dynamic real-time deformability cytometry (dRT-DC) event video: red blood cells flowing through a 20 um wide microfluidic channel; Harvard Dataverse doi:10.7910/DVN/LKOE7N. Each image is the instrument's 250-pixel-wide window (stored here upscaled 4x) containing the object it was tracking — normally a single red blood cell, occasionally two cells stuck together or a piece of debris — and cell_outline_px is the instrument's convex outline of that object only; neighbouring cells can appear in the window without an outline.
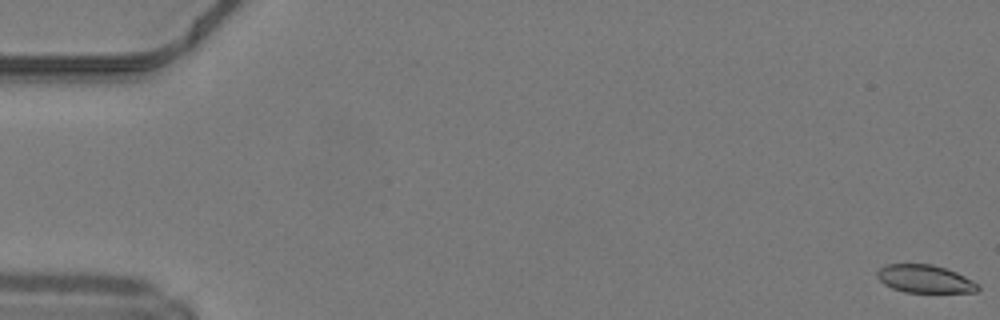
{"species": "common noctule bat (a hibernating species)", "species_latin": "Nyctalus noctula", "temperature_condition": "warm", "stored_images_in_passage": 50, "camera_frame_rate_fps": 3000, "um_per_image_px": 0.085, "animal": {"sex": "male", "body_mass_g": 19.2, "forearm_length_mm": 51.8}, "frame": {"image": 1, "passage_image": 1, "time_ms": 0.0, "image_size_px": [1000, 320], "cell_outline_px": [[980, 288], [976, 292], [904, 292], [892, 288], [884, 284], [876, 276], [876, 272], [880, 268], [888, 264], [932, 264], [956, 272], [980, 284]], "centroid_in_image_um": [78.62, 23.71], "position_along_channel_um": 6.4, "area_um2": 16.36}}
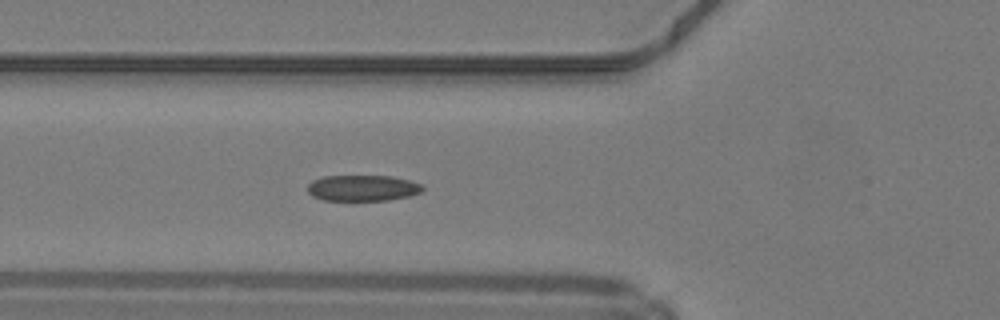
{"frame": {"image": 2, "passage_image": 19, "time_ms": 6.0, "image_size_px": [1000, 320], "cell_outline_px": [[424, 188], [420, 192], [408, 196], [388, 200], [324, 200], [312, 196], [308, 192], [308, 184], [312, 180], [324, 176], [392, 176], [424, 184]], "centroid_in_image_um": [30.82, 15.97], "position_along_channel_um": 95.0, "area_um2": 17.4}}
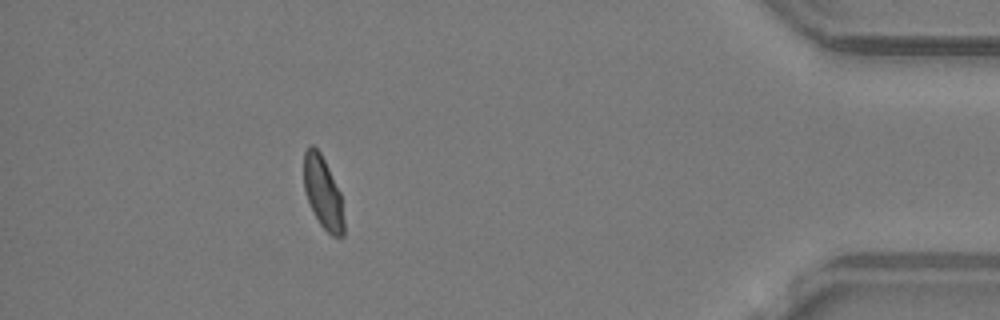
{"frame": {"image": 3, "passage_image": 45, "time_ms": 14.667, "image_size_px": [1000, 320], "cell_outline_px": [[344, 236], [332, 236], [320, 224], [308, 200], [304, 188], [304, 152], [312, 144], [320, 152], [340, 192], [344, 220]], "centroid_in_image_um": [27.46, 16.38], "position_along_channel_um": 407.7, "area_um2": 16.47}, "authors_computed_cell_mechanics": {"area_um2": 17.6001, "velocity_mm_per_s": 4.2208, "shape_relaxation_time_tau1_ms": null, "shape_relaxation_time_tau2_ms": 0.949, "deformation_change_tau1": null, "deformation_change_tau2": 0.05}}